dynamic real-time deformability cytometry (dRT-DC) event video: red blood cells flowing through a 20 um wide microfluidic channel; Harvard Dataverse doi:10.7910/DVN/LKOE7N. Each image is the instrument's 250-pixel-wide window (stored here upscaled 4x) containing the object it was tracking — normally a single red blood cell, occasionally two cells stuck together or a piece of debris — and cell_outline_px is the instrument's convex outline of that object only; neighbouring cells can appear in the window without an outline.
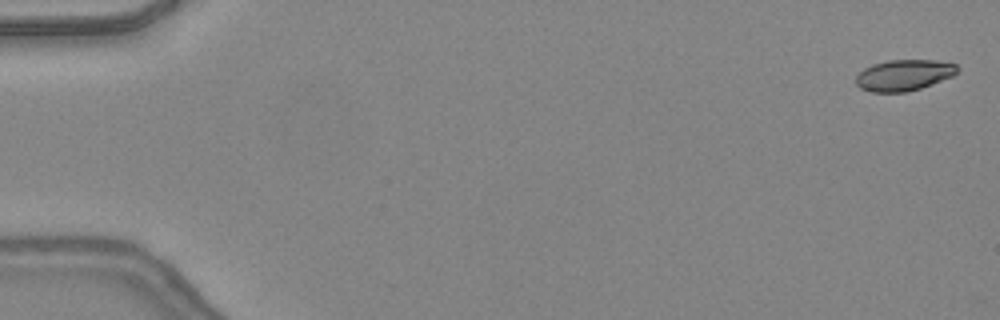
{"species": "common noctule bat (a hibernating species)", "species_latin": "Nyctalus noctula", "temperature_condition": "warm", "stored_images_in_passage": 25, "camera_frame_rate_fps": 3000, "um_per_image_px": 0.085, "animal": {"sex": "female", "body_mass_g": 24.6, "forearm_length_mm": 56.2}, "frame": {"image": 1, "passage_image": 2, "time_ms": 0.333, "image_size_px": [1000, 320], "cell_outline_px": [[960, 68], [952, 76], [932, 84], [920, 88], [904, 92], [872, 92], [860, 88], [856, 84], [856, 76], [864, 68], [872, 64], [888, 60], [936, 60], [956, 64]], "centroid_in_image_um": [76.82, 6.38], "position_along_channel_um": 8.2, "area_um2": 18.32}}
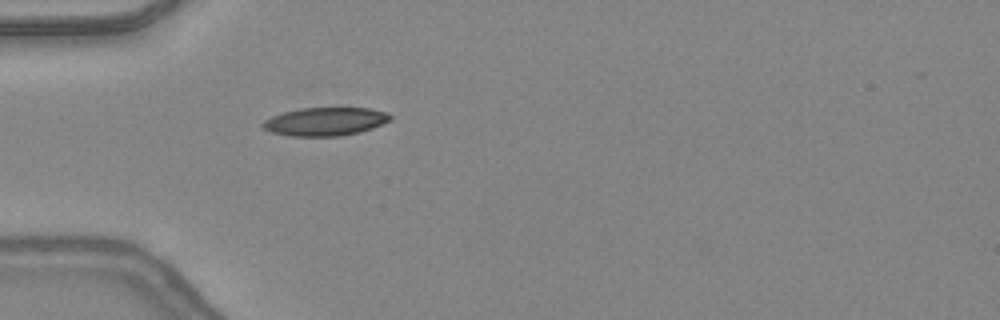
{"frame": {"image": 2, "passage_image": 16, "time_ms": 5.0, "image_size_px": [1000, 320], "cell_outline_px": [[392, 120], [372, 128], [360, 132], [340, 136], [292, 136], [272, 132], [264, 128], [260, 124], [264, 120], [272, 116], [284, 112], [300, 108], [368, 108], [388, 112], [392, 116]], "centroid_in_image_um": [27.67, 10.33], "position_along_channel_um": 57.3, "area_um2": 21.04}}
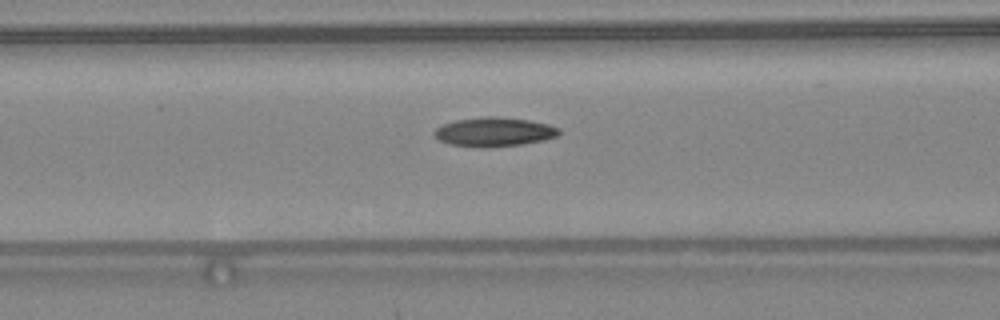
{"frame": {"image": 3, "passage_image": 21, "time_ms": 6.667, "image_size_px": [1000, 320], "cell_outline_px": [[560, 132], [556, 136], [544, 140], [524, 144], [480, 148], [448, 144], [440, 140], [432, 132], [436, 128], [444, 124], [456, 120], [484, 116], [496, 116], [528, 120], [548, 124], [560, 128]], "centroid_in_image_um": [42.0, 11.21], "position_along_channel_um": 124.6, "area_um2": 21.21}}